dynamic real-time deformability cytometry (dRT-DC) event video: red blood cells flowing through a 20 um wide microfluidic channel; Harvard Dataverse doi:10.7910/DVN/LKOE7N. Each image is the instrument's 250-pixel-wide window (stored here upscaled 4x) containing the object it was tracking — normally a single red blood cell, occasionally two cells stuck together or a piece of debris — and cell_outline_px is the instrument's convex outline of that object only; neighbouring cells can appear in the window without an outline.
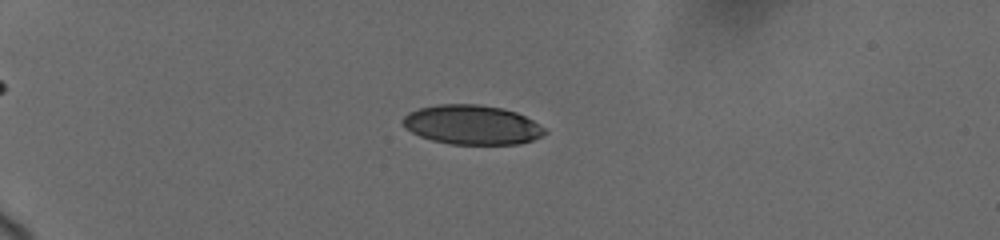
{"species": "human", "species_latin": "Homo sapiens", "temperature_condition": "cold", "stored_images_in_passage": 22, "camera_frame_rate_fps": 3000, "um_per_image_px": 0.085, "donor": {"sex": "female"}, "frame": {"image": 1, "passage_image": 11, "time_ms": 4.667, "image_size_px": [1000, 240], "cell_outline_px": [[548, 132], [532, 140], [520, 144], [452, 144], [432, 140], [420, 136], [412, 132], [400, 120], [408, 112], [420, 108], [440, 104], [476, 104], [500, 108], [516, 112], [548, 128]], "centroid_in_image_um": [40.14, 10.61], "position_along_channel_um": 44.9, "area_um2": 32.48}}
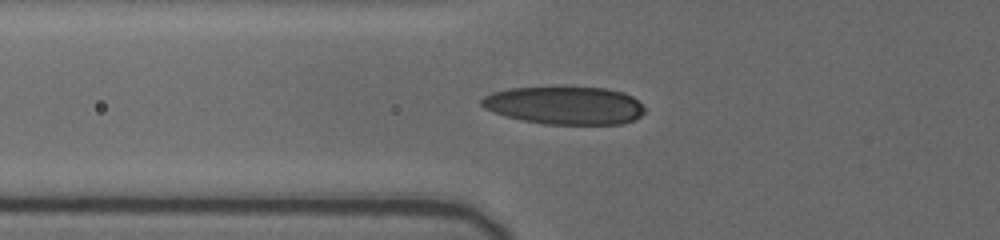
{"frame": {"image": 2, "passage_image": 18, "time_ms": 7.0, "image_size_px": [1000, 240], "cell_outline_px": [[644, 112], [640, 116], [632, 120], [620, 124], [544, 124], [504, 116], [492, 112], [484, 108], [480, 104], [480, 100], [484, 96], [492, 92], [508, 88], [604, 88], [624, 92], [632, 96], [644, 108]], "centroid_in_image_um": [47.96, 8.97], "position_along_channel_um": 77.8, "area_um2": 35.78}}
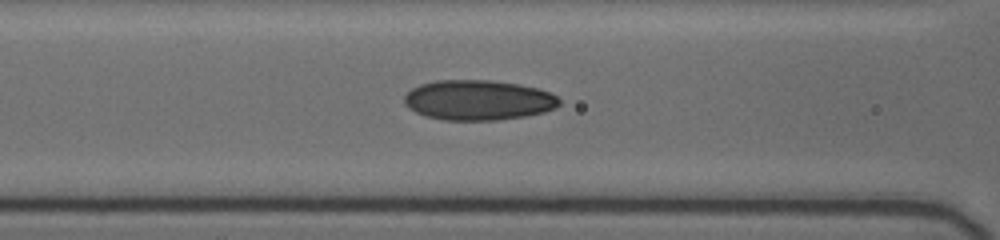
{"frame": {"image": 3, "passage_image": 21, "time_ms": 8.333, "image_size_px": [1000, 240], "cell_outline_px": [[560, 104], [556, 108], [544, 112], [524, 116], [496, 120], [444, 120], [424, 116], [408, 108], [404, 104], [404, 96], [412, 88], [420, 84], [436, 80], [488, 80], [516, 84], [536, 88], [548, 92], [556, 96], [560, 100]], "centroid_in_image_um": [40.61, 8.51], "position_along_channel_um": 126.0, "area_um2": 36.18}}